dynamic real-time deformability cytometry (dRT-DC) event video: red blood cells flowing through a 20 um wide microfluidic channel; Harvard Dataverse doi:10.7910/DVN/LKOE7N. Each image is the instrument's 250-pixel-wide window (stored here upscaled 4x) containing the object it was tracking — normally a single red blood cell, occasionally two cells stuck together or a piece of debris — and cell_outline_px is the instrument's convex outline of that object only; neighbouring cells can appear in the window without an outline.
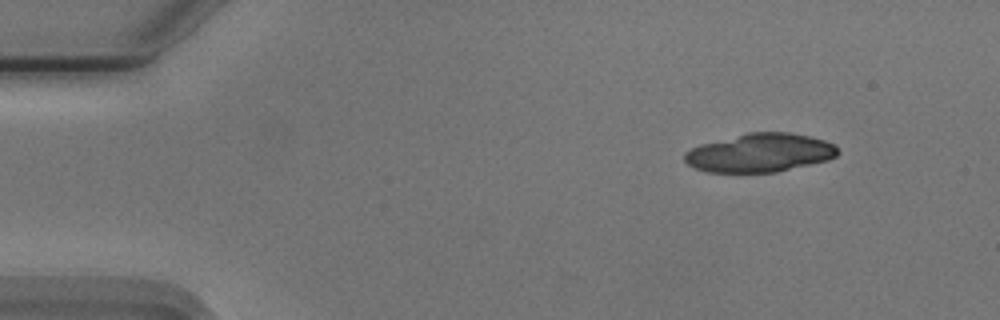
{"species": "Egyptian fruit bat (a non-hibernating species)", "species_latin": "Rousettus aegyptiacus", "temperature_condition": "cold", "stored_images_in_passage": 13, "camera_frame_rate_fps": 3000, "um_per_image_px": 0.085, "animal": {"sex": "male"}, "frame": {"image": 1, "passage_image": 1, "time_ms": 0.0, "image_size_px": [1000, 320], "cell_outline_px": [[840, 152], [836, 156], [828, 160], [776, 172], [704, 172], [688, 164], [684, 160], [684, 152], [700, 144], [748, 132], [788, 132], [808, 136], [824, 140], [832, 144]], "centroid_in_image_um": [64.57, 12.99], "position_along_channel_um": 20.4, "area_um2": 34.33}}